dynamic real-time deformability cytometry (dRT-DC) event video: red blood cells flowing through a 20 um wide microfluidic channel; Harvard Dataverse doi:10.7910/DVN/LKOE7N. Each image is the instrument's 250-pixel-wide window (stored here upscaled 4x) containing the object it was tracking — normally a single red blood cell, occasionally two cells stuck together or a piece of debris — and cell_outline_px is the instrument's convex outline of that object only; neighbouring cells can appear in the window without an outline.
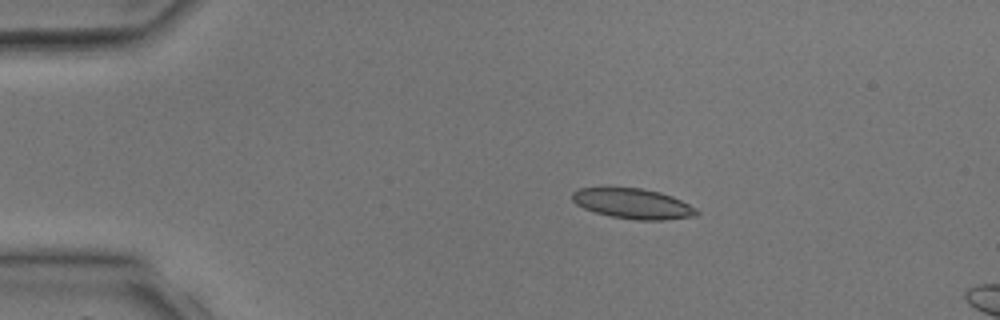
{"species": "common noctule bat (a hibernating species)", "species_latin": "Nyctalus noctula", "temperature_condition": "room temperature", "stored_images_in_passage": 3, "camera_frame_rate_fps": 3000, "um_per_image_px": 0.085, "animal": {"sex": "male", "body_mass_g": 17.9, "forearm_length_mm": 54.2}, "frame": {"image": 1, "passage_image": 2, "time_ms": 1.333, "image_size_px": [1000, 320], "cell_outline_px": [[700, 212], [696, 216], [664, 220], [636, 220], [612, 216], [596, 212], [584, 208], [576, 204], [572, 200], [572, 192], [576, 188], [640, 188], [660, 192], [672, 196], [696, 208]], "centroid_in_image_um": [53.81, 17.31], "position_along_channel_um": 31.2, "area_um2": 21.79}}